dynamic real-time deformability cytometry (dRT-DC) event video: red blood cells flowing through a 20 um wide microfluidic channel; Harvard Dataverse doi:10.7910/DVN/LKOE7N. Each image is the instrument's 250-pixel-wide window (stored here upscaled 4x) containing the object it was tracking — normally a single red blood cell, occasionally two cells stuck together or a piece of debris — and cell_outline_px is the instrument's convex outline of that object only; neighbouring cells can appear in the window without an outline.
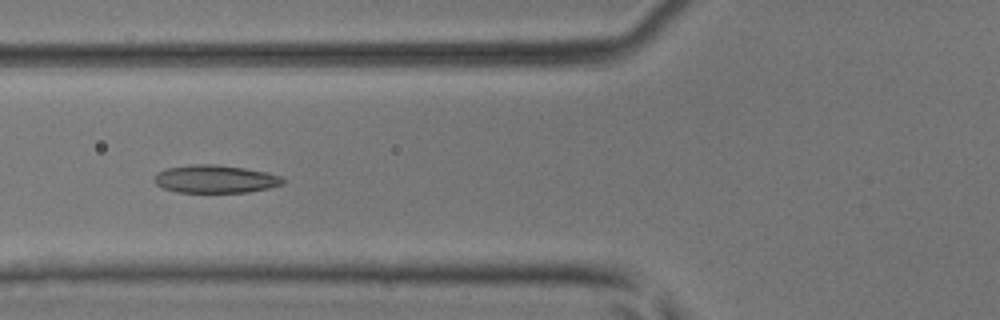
{"species": "common noctule bat (a hibernating species)", "species_latin": "Nyctalus noctula", "temperature_condition": "room temperature", "stored_images_in_passage": 48, "camera_frame_rate_fps": 3000, "um_per_image_px": 0.085, "animal": {"sex": "male", "body_mass_g": 17.9, "forearm_length_mm": 54.2}, "frame": {"image": 1, "passage_image": 19, "time_ms": 6.0, "image_size_px": [1000, 320], "cell_outline_px": [[284, 184], [268, 188], [248, 192], [176, 192], [164, 188], [156, 184], [152, 180], [160, 172], [168, 168], [188, 164], [212, 164], [244, 168], [268, 172], [280, 176], [284, 180]], "centroid_in_image_um": [18.31, 15.22], "position_along_channel_um": 107.5, "area_um2": 20.81}}
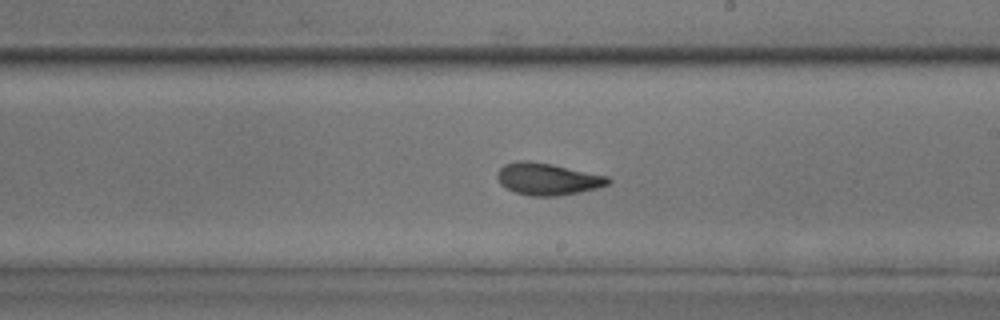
{"frame": {"image": 2, "passage_image": 29, "time_ms": 9.333, "image_size_px": [1000, 320], "cell_outline_px": [[612, 180], [608, 184], [596, 188], [580, 192], [556, 196], [532, 196], [516, 192], [500, 184], [496, 176], [500, 168], [504, 164], [516, 160], [528, 160], [552, 164], [608, 176]], "centroid_in_image_um": [46.53, 15.2], "position_along_channel_um": 242.5, "area_um2": 20.63}}
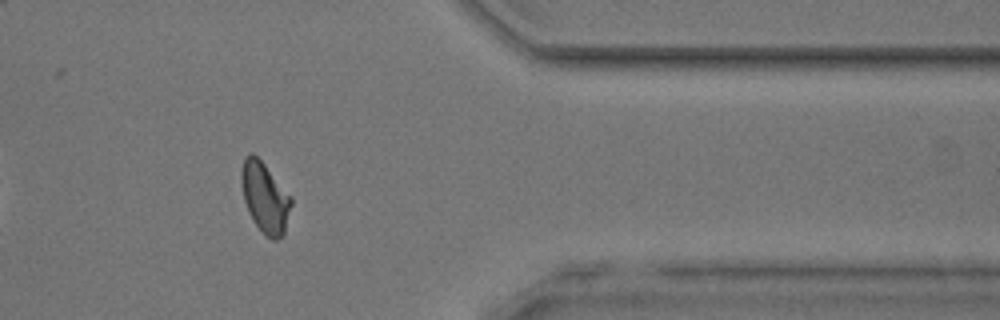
{"frame": {"image": 3, "passage_image": 41, "time_ms": 13.333, "image_size_px": [1000, 320], "cell_outline_px": [[292, 204], [284, 236], [276, 240], [272, 240], [264, 236], [252, 220], [248, 212], [244, 200], [240, 180], [240, 172], [244, 156], [248, 152], [252, 152], [264, 164], [292, 196]], "centroid_in_image_um": [22.52, 16.81], "position_along_channel_um": 388.9, "area_um2": 20.92}}